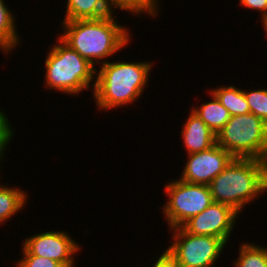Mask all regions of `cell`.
I'll list each match as a JSON object with an SVG mask.
<instances>
[{
  "label": "cell",
  "instance_id": "cell-1",
  "mask_svg": "<svg viewBox=\"0 0 267 267\" xmlns=\"http://www.w3.org/2000/svg\"><path fill=\"white\" fill-rule=\"evenodd\" d=\"M208 186L213 202L240 213L244 205L267 190V161L234 158Z\"/></svg>",
  "mask_w": 267,
  "mask_h": 267
},
{
  "label": "cell",
  "instance_id": "cell-2",
  "mask_svg": "<svg viewBox=\"0 0 267 267\" xmlns=\"http://www.w3.org/2000/svg\"><path fill=\"white\" fill-rule=\"evenodd\" d=\"M63 27L60 38L93 65L129 42V30L119 26L112 14L99 19L63 21Z\"/></svg>",
  "mask_w": 267,
  "mask_h": 267
},
{
  "label": "cell",
  "instance_id": "cell-3",
  "mask_svg": "<svg viewBox=\"0 0 267 267\" xmlns=\"http://www.w3.org/2000/svg\"><path fill=\"white\" fill-rule=\"evenodd\" d=\"M93 83L98 108L111 109L133 103L147 83L151 63L104 61Z\"/></svg>",
  "mask_w": 267,
  "mask_h": 267
},
{
  "label": "cell",
  "instance_id": "cell-4",
  "mask_svg": "<svg viewBox=\"0 0 267 267\" xmlns=\"http://www.w3.org/2000/svg\"><path fill=\"white\" fill-rule=\"evenodd\" d=\"M45 61L46 85L67 94H78L90 87V82L97 74L87 59L72 49L59 37Z\"/></svg>",
  "mask_w": 267,
  "mask_h": 267
},
{
  "label": "cell",
  "instance_id": "cell-5",
  "mask_svg": "<svg viewBox=\"0 0 267 267\" xmlns=\"http://www.w3.org/2000/svg\"><path fill=\"white\" fill-rule=\"evenodd\" d=\"M216 143L234 158L267 161V124L251 112L231 116L216 134Z\"/></svg>",
  "mask_w": 267,
  "mask_h": 267
},
{
  "label": "cell",
  "instance_id": "cell-6",
  "mask_svg": "<svg viewBox=\"0 0 267 267\" xmlns=\"http://www.w3.org/2000/svg\"><path fill=\"white\" fill-rule=\"evenodd\" d=\"M169 201L164 204V215L171 228L181 227L191 217L198 215L213 203L208 185L188 183L182 180L165 186Z\"/></svg>",
  "mask_w": 267,
  "mask_h": 267
},
{
  "label": "cell",
  "instance_id": "cell-7",
  "mask_svg": "<svg viewBox=\"0 0 267 267\" xmlns=\"http://www.w3.org/2000/svg\"><path fill=\"white\" fill-rule=\"evenodd\" d=\"M172 229L175 242L167 250L175 257L178 267H212L226 245L221 238L193 235L182 226Z\"/></svg>",
  "mask_w": 267,
  "mask_h": 267
},
{
  "label": "cell",
  "instance_id": "cell-8",
  "mask_svg": "<svg viewBox=\"0 0 267 267\" xmlns=\"http://www.w3.org/2000/svg\"><path fill=\"white\" fill-rule=\"evenodd\" d=\"M238 212L231 206L213 202L198 215L191 217L182 227L190 234L214 236L226 243Z\"/></svg>",
  "mask_w": 267,
  "mask_h": 267
},
{
  "label": "cell",
  "instance_id": "cell-9",
  "mask_svg": "<svg viewBox=\"0 0 267 267\" xmlns=\"http://www.w3.org/2000/svg\"><path fill=\"white\" fill-rule=\"evenodd\" d=\"M234 159V157L217 143L210 149L188 154L180 180L209 185Z\"/></svg>",
  "mask_w": 267,
  "mask_h": 267
},
{
  "label": "cell",
  "instance_id": "cell-10",
  "mask_svg": "<svg viewBox=\"0 0 267 267\" xmlns=\"http://www.w3.org/2000/svg\"><path fill=\"white\" fill-rule=\"evenodd\" d=\"M76 243L65 232L50 231L27 238L22 252L54 260L65 267H73L72 255L79 250Z\"/></svg>",
  "mask_w": 267,
  "mask_h": 267
},
{
  "label": "cell",
  "instance_id": "cell-11",
  "mask_svg": "<svg viewBox=\"0 0 267 267\" xmlns=\"http://www.w3.org/2000/svg\"><path fill=\"white\" fill-rule=\"evenodd\" d=\"M181 136L188 154L210 149L216 144V133L193 111H190Z\"/></svg>",
  "mask_w": 267,
  "mask_h": 267
},
{
  "label": "cell",
  "instance_id": "cell-12",
  "mask_svg": "<svg viewBox=\"0 0 267 267\" xmlns=\"http://www.w3.org/2000/svg\"><path fill=\"white\" fill-rule=\"evenodd\" d=\"M64 21L99 19L112 14L108 0H68Z\"/></svg>",
  "mask_w": 267,
  "mask_h": 267
},
{
  "label": "cell",
  "instance_id": "cell-13",
  "mask_svg": "<svg viewBox=\"0 0 267 267\" xmlns=\"http://www.w3.org/2000/svg\"><path fill=\"white\" fill-rule=\"evenodd\" d=\"M212 100L207 103H203L197 109H192L205 124L216 134L225 126L230 119L228 110L218 101L216 96L211 93Z\"/></svg>",
  "mask_w": 267,
  "mask_h": 267
},
{
  "label": "cell",
  "instance_id": "cell-14",
  "mask_svg": "<svg viewBox=\"0 0 267 267\" xmlns=\"http://www.w3.org/2000/svg\"><path fill=\"white\" fill-rule=\"evenodd\" d=\"M218 101L228 110L230 116L250 113V108L244 91L234 86H224L211 90Z\"/></svg>",
  "mask_w": 267,
  "mask_h": 267
},
{
  "label": "cell",
  "instance_id": "cell-15",
  "mask_svg": "<svg viewBox=\"0 0 267 267\" xmlns=\"http://www.w3.org/2000/svg\"><path fill=\"white\" fill-rule=\"evenodd\" d=\"M26 198L24 191L0 185V223L18 213L25 205Z\"/></svg>",
  "mask_w": 267,
  "mask_h": 267
},
{
  "label": "cell",
  "instance_id": "cell-16",
  "mask_svg": "<svg viewBox=\"0 0 267 267\" xmlns=\"http://www.w3.org/2000/svg\"><path fill=\"white\" fill-rule=\"evenodd\" d=\"M14 24V16L0 0V48L4 52L13 49L18 44V36Z\"/></svg>",
  "mask_w": 267,
  "mask_h": 267
},
{
  "label": "cell",
  "instance_id": "cell-17",
  "mask_svg": "<svg viewBox=\"0 0 267 267\" xmlns=\"http://www.w3.org/2000/svg\"><path fill=\"white\" fill-rule=\"evenodd\" d=\"M234 267H267V248L244 243Z\"/></svg>",
  "mask_w": 267,
  "mask_h": 267
},
{
  "label": "cell",
  "instance_id": "cell-18",
  "mask_svg": "<svg viewBox=\"0 0 267 267\" xmlns=\"http://www.w3.org/2000/svg\"><path fill=\"white\" fill-rule=\"evenodd\" d=\"M113 7L131 11L134 14L147 12L153 16L157 11L158 0H108Z\"/></svg>",
  "mask_w": 267,
  "mask_h": 267
},
{
  "label": "cell",
  "instance_id": "cell-19",
  "mask_svg": "<svg viewBox=\"0 0 267 267\" xmlns=\"http://www.w3.org/2000/svg\"><path fill=\"white\" fill-rule=\"evenodd\" d=\"M250 112L267 124V89L244 91Z\"/></svg>",
  "mask_w": 267,
  "mask_h": 267
},
{
  "label": "cell",
  "instance_id": "cell-20",
  "mask_svg": "<svg viewBox=\"0 0 267 267\" xmlns=\"http://www.w3.org/2000/svg\"><path fill=\"white\" fill-rule=\"evenodd\" d=\"M18 267H65L63 264L51 259L42 258L32 254H24V258L18 262Z\"/></svg>",
  "mask_w": 267,
  "mask_h": 267
},
{
  "label": "cell",
  "instance_id": "cell-21",
  "mask_svg": "<svg viewBox=\"0 0 267 267\" xmlns=\"http://www.w3.org/2000/svg\"><path fill=\"white\" fill-rule=\"evenodd\" d=\"M9 125L7 116L0 110V159L2 158L4 149L13 136L12 126Z\"/></svg>",
  "mask_w": 267,
  "mask_h": 267
},
{
  "label": "cell",
  "instance_id": "cell-22",
  "mask_svg": "<svg viewBox=\"0 0 267 267\" xmlns=\"http://www.w3.org/2000/svg\"><path fill=\"white\" fill-rule=\"evenodd\" d=\"M241 5L246 8L260 10L262 14V21L267 19V0H240Z\"/></svg>",
  "mask_w": 267,
  "mask_h": 267
},
{
  "label": "cell",
  "instance_id": "cell-23",
  "mask_svg": "<svg viewBox=\"0 0 267 267\" xmlns=\"http://www.w3.org/2000/svg\"><path fill=\"white\" fill-rule=\"evenodd\" d=\"M153 267H178L175 257L166 249Z\"/></svg>",
  "mask_w": 267,
  "mask_h": 267
},
{
  "label": "cell",
  "instance_id": "cell-24",
  "mask_svg": "<svg viewBox=\"0 0 267 267\" xmlns=\"http://www.w3.org/2000/svg\"><path fill=\"white\" fill-rule=\"evenodd\" d=\"M263 27H264V29L266 30V33H267V19L265 20V21H263Z\"/></svg>",
  "mask_w": 267,
  "mask_h": 267
}]
</instances>
